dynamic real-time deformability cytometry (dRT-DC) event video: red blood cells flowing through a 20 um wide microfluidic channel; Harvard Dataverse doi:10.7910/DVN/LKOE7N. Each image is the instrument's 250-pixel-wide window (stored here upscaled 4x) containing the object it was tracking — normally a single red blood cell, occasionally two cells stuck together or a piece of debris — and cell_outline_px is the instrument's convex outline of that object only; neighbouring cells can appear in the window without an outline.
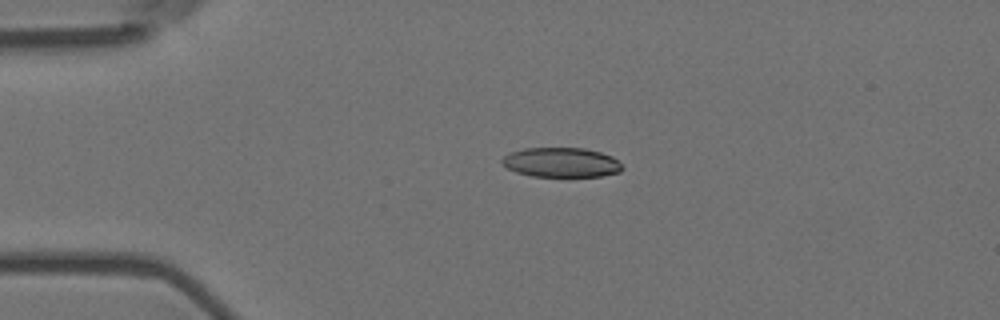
{"species": "Egyptian fruit bat (a non-hibernating species)", "species_latin": "Rousettus aegyptiacus", "temperature_condition": "room temperature", "stored_images_in_passage": 4, "camera_frame_rate_fps": 3000, "um_per_image_px": 0.085, "animal": {"sex": "female"}, "frame": {"image": 1, "passage_image": 2, "time_ms": 0.333, "image_size_px": [1000, 320], "cell_outline_px": [[624, 168], [620, 172], [600, 176], [532, 176], [516, 172], [500, 164], [500, 160], [504, 156], [512, 152], [524, 148], [584, 148], [600, 152], [612, 156]], "centroid_in_image_um": [47.69, 13.8], "position_along_channel_um": 37.3, "area_um2": 20.69}}
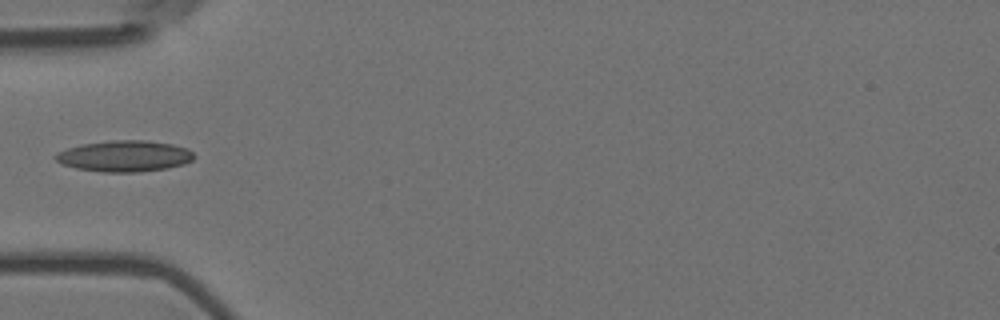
{"frame": {"image": 2, "passage_image": 4, "time_ms": 1.0, "image_size_px": [1000, 320], "cell_outline_px": [[196, 156], [192, 160], [184, 164], [168, 168], [140, 172], [104, 172], [76, 168], [64, 164], [56, 160], [52, 156], [56, 152], [80, 144], [112, 140], [144, 140], [172, 144], [188, 148]], "centroid_in_image_um": [10.59, 13.26], "position_along_channel_um": 74.4, "area_um2": 25.26}}